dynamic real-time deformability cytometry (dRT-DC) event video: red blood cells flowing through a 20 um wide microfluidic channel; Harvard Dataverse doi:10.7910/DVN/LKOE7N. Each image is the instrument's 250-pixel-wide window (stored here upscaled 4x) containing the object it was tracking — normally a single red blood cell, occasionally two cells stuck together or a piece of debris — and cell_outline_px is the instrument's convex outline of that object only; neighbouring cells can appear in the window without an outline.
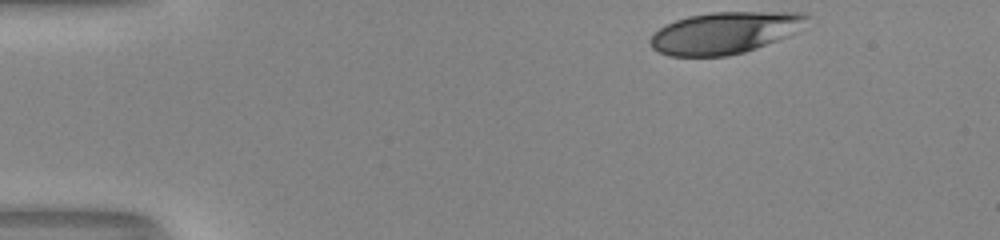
{"species": "human", "species_latin": "Homo sapiens", "temperature_condition": "room temperature", "stored_images_in_passage": 38, "camera_frame_rate_fps": 3000, "um_per_image_px": 0.085, "donor": {"sex": "male"}, "frame": {"image": 1, "passage_image": 1, "time_ms": 0.0, "image_size_px": [1000, 240], "cell_outline_px": [[808, 16], [788, 36], [756, 48], [744, 52], [728, 56], [668, 56], [652, 48], [648, 40], [660, 28], [676, 20], [688, 16], [712, 12], [800, 12]], "centroid_in_image_um": [61.52, 2.79], "position_along_channel_um": 23.5, "area_um2": 37.45}}
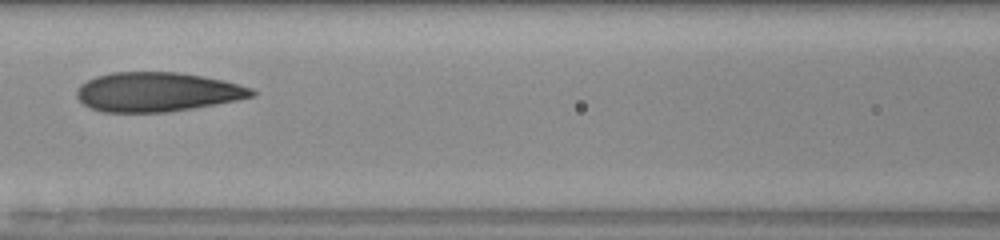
{"frame": {"image": 2, "passage_image": 18, "time_ms": 5.667, "image_size_px": [1000, 240], "cell_outline_px": [[256, 96], [216, 104], [168, 112], [104, 112], [88, 108], [76, 96], [76, 92], [80, 84], [96, 76], [112, 72], [176, 72], [224, 80], [252, 88], [256, 92]], "centroid_in_image_um": [13.35, 7.82], "position_along_channel_um": 153.3, "area_um2": 40.11}}
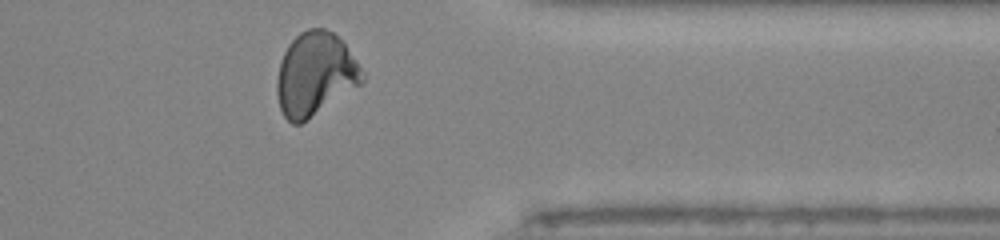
{"frame": {"image": 3, "passage_image": 36, "time_ms": 11.667, "image_size_px": [1000, 240], "cell_outline_px": [[364, 80], [360, 84], [300, 124], [292, 124], [284, 116], [280, 108], [276, 92], [276, 80], [280, 64], [284, 52], [288, 44], [300, 32], [308, 28], [324, 28], [332, 32], [344, 44], [356, 60], [364, 72]], "centroid_in_image_um": [26.76, 6.3], "position_along_channel_um": 384.6, "area_um2": 40.92}, "authors_computed_cell_mechanics": {"area_um2": 40.0554, "velocity_mm_per_s": 4.0262, "shape_relaxation_time_tau1_ms": null, "shape_relaxation_time_tau2_ms": 1.7722, "deformation_change_tau1": null, "deformation_change_tau2": 0.0713}}